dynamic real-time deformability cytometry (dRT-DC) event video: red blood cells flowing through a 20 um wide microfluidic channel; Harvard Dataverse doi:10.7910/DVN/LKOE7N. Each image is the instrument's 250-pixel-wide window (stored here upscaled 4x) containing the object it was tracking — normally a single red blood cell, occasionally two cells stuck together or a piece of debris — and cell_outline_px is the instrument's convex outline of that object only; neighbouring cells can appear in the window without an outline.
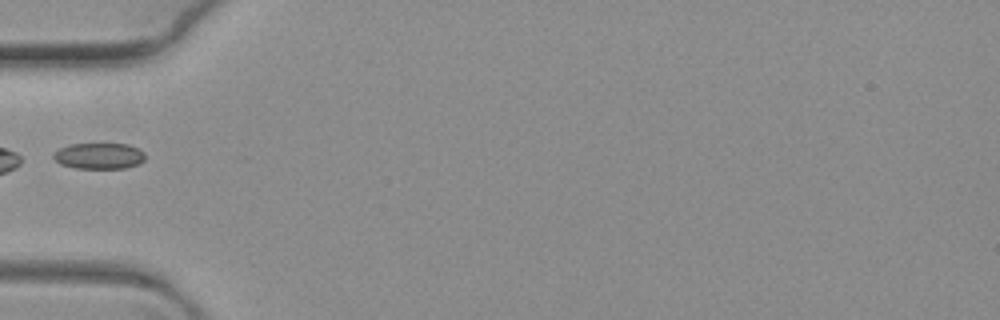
{"species": "common noctule bat (a hibernating species)", "species_latin": "Nyctalus noctula", "temperature_condition": "warm", "stored_images_in_passage": 5, "camera_frame_rate_fps": 3000, "um_per_image_px": 0.085, "animal": {"sex": "female", "body_mass_g": 19.3, "forearm_length_mm": 54.1}, "frame": {"image": 1, "passage_image": 1, "time_ms": 0.0, "image_size_px": [1000, 320], "cell_outline_px": [[144, 160], [136, 164], [124, 168], [76, 168], [60, 164], [52, 156], [60, 148], [72, 144], [128, 144], [144, 152]], "centroid_in_image_um": [8.41, 13.25], "position_along_channel_um": 76.6, "area_um2": 13.64}}
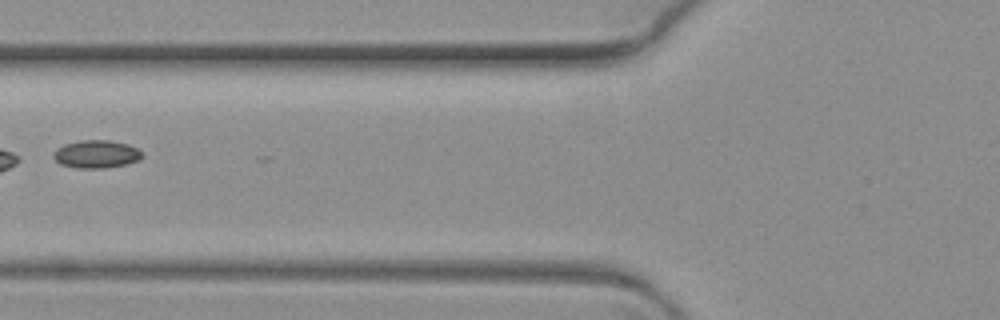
{"frame": {"image": 2, "passage_image": 2, "time_ms": 0.333, "image_size_px": [1000, 320], "cell_outline_px": [[144, 156], [140, 160], [124, 164], [104, 168], [80, 168], [60, 164], [52, 156], [56, 148], [64, 144], [80, 140], [108, 140], [128, 144], [136, 148]], "centroid_in_image_um": [8.17, 13.09], "position_along_channel_um": 117.6, "area_um2": 14.33}}